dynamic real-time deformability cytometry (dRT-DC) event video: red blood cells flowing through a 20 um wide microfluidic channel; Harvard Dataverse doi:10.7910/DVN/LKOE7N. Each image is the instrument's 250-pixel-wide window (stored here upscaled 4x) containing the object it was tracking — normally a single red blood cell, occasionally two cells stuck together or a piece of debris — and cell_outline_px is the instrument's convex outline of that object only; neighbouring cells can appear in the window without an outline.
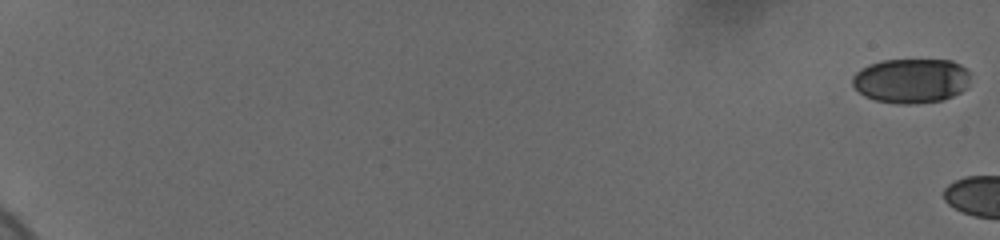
{"species": "human", "species_latin": "Homo sapiens", "temperature_condition": "cold", "stored_images_in_passage": 19, "camera_frame_rate_fps": 3000, "um_per_image_px": 0.085, "donor": {"sex": "female"}, "frame": {"image": 1, "passage_image": 1, "time_ms": 0.0, "image_size_px": [1000, 240], "cell_outline_px": [[968, 88], [944, 100], [916, 104], [896, 104], [876, 100], [864, 96], [852, 84], [852, 76], [860, 68], [868, 64], [880, 60], [952, 60], [960, 64], [968, 72]], "centroid_in_image_um": [77.43, 6.86], "position_along_channel_um": 7.6, "area_um2": 30.92}}